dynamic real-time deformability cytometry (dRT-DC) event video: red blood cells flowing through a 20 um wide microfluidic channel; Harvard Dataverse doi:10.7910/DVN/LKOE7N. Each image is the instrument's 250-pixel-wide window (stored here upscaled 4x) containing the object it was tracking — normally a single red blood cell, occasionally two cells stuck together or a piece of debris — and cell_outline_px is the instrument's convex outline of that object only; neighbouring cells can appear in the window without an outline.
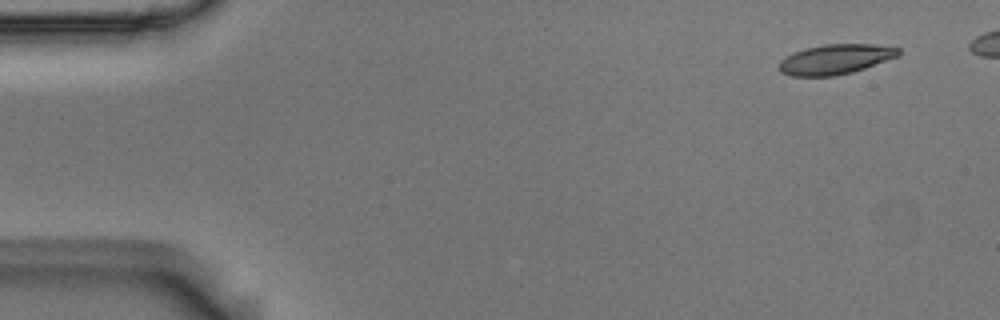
{"species": "Egyptian fruit bat (a non-hibernating species)", "species_latin": "Rousettus aegyptiacus", "temperature_condition": "room temperature", "stored_images_in_passage": 6, "camera_frame_rate_fps": 3000, "um_per_image_px": 0.085, "animal": {"sex": "male"}, "frame": {"image": 1, "passage_image": 1, "time_ms": 0.0, "image_size_px": [1000, 320], "cell_outline_px": [[900, 56], [852, 72], [832, 76], [792, 76], [780, 72], [780, 60], [804, 48], [824, 44], [872, 44], [900, 48]], "centroid_in_image_um": [71.04, 5.03], "position_along_channel_um": 14.0, "area_um2": 20.69}}
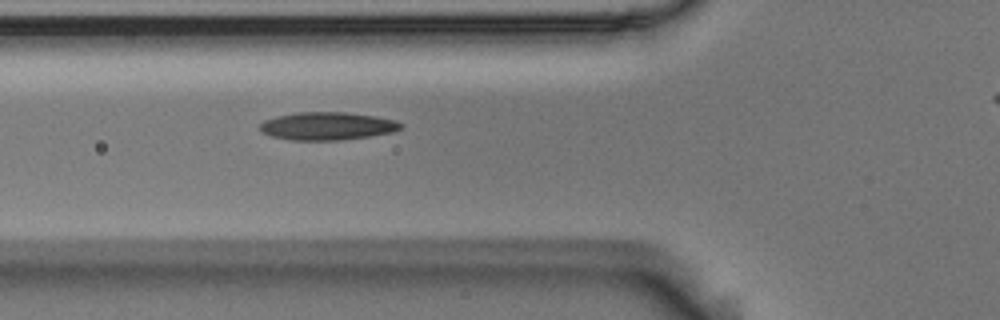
{"frame": {"image": 2, "passage_image": 5, "time_ms": 1.333, "image_size_px": [1000, 320], "cell_outline_px": [[404, 128], [392, 132], [368, 136], [340, 140], [292, 140], [272, 136], [260, 132], [260, 124], [264, 120], [276, 116], [300, 112], [344, 112], [376, 116], [396, 120], [404, 124]], "centroid_in_image_um": [27.84, 10.71], "position_along_channel_um": 98.0, "area_um2": 22.95}}